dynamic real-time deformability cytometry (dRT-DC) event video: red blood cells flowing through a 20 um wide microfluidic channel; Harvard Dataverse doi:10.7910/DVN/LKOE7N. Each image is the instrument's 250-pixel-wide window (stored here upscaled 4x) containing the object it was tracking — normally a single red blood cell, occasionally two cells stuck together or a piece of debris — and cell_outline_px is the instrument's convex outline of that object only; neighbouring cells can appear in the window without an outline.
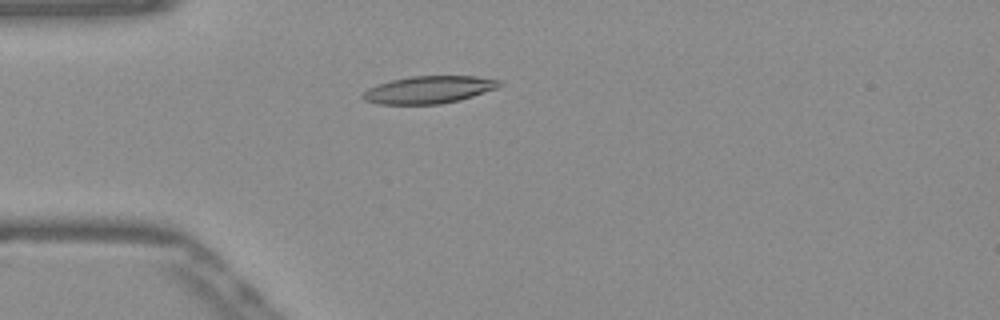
{"species": "Egyptian fruit bat (a non-hibernating species)", "species_latin": "Rousettus aegyptiacus", "temperature_condition": "warm", "stored_images_in_passage": 36, "camera_frame_rate_fps": 3000, "um_per_image_px": 0.085, "frame": {"image": 1, "passage_image": 4, "time_ms": 1.0, "image_size_px": [1000, 320], "cell_outline_px": [[500, 84], [496, 88], [460, 100], [440, 104], [380, 104], [364, 100], [360, 96], [368, 88], [392, 80], [412, 76], [476, 76], [500, 80]], "centroid_in_image_um": [36.43, 7.63], "position_along_channel_um": 48.6, "area_um2": 21.56}}
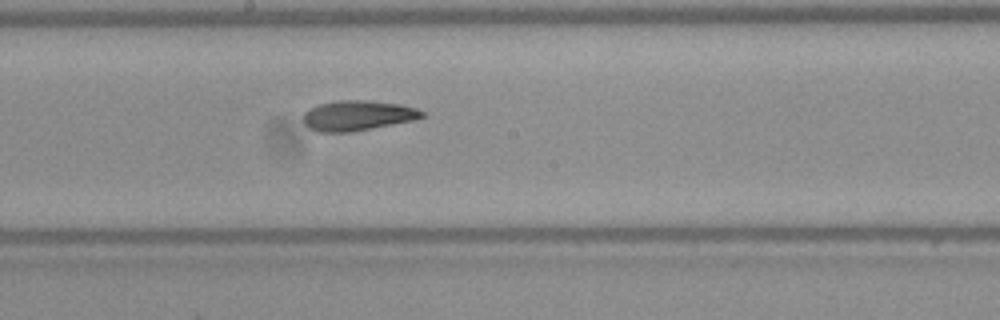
{"frame": {"image": 2, "passage_image": 18, "time_ms": 5.667, "image_size_px": [1000, 320], "cell_outline_px": [[424, 116], [412, 120], [372, 128], [348, 132], [316, 132], [308, 128], [304, 124], [304, 112], [308, 108], [320, 104], [336, 100], [368, 100], [400, 104], [416, 108], [424, 112]], "centroid_in_image_um": [30.35, 9.81], "position_along_channel_um": 217.9, "area_um2": 20.81}}
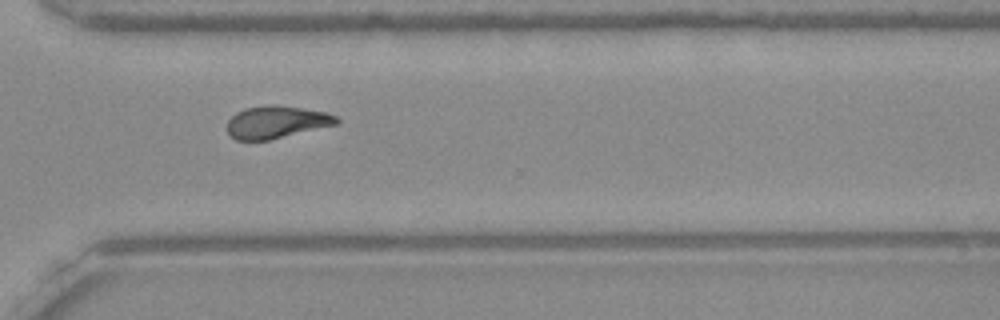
{"frame": {"image": 3, "passage_image": 28, "time_ms": 9.0, "image_size_px": [1000, 320], "cell_outline_px": [[340, 124], [268, 140], [236, 140], [228, 132], [228, 120], [236, 112], [244, 108], [300, 108], [324, 112], [336, 116], [340, 120]], "centroid_in_image_um": [23.53, 10.43], "position_along_channel_um": 347.1, "area_um2": 19.77}, "authors_computed_cell_mechanics": {"area_um2": 20.4612, "velocity_mm_per_s": 3.8825, "shape_relaxation_time_tau1_ms": null, "shape_relaxation_time_tau2_ms": 6.239, "deformation_change_tau1": null, "deformation_change_tau2": 0.1647}}